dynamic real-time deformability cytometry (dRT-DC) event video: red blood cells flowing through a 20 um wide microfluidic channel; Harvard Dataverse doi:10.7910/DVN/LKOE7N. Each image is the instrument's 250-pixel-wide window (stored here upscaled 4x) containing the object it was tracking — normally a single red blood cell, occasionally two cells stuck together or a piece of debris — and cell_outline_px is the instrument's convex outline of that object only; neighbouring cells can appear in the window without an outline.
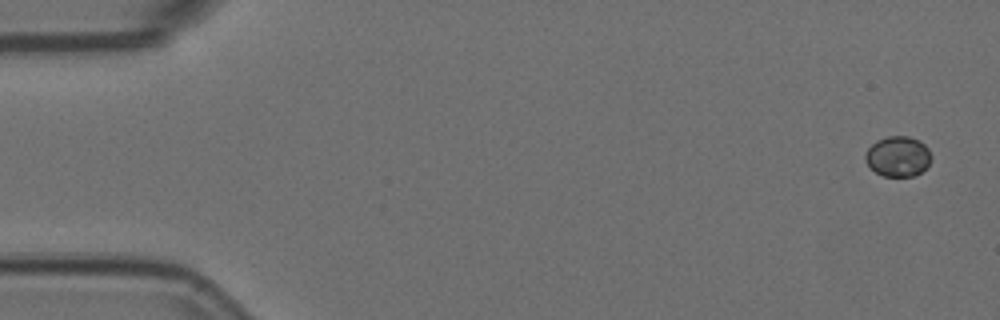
{"species": "Egyptian fruit bat (a non-hibernating species)", "species_latin": "Rousettus aegyptiacus", "temperature_condition": "room temperature", "stored_images_in_passage": 8, "camera_frame_rate_fps": 3000, "um_per_image_px": 0.085, "animal": {"sex": "female"}, "frame": {"image": 1, "passage_image": 1, "time_ms": 0.0, "image_size_px": [1000, 320], "cell_outline_px": [[932, 156], [928, 164], [920, 172], [912, 176], [884, 176], [876, 172], [864, 160], [864, 156], [868, 148], [876, 140], [888, 136], [908, 136], [920, 140], [928, 148]], "centroid_in_image_um": [76.32, 13.27], "position_along_channel_um": 8.7, "area_um2": 15.43}}
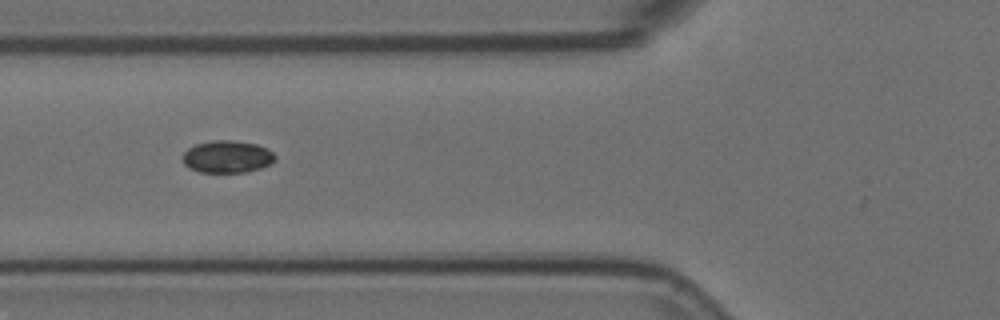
{"frame": {"image": 2, "passage_image": 6, "time_ms": 1.667, "image_size_px": [1000, 320], "cell_outline_px": [[276, 160], [260, 168], [244, 172], [200, 172], [188, 168], [184, 164], [184, 152], [188, 148], [196, 144], [212, 140], [232, 140], [256, 144], [268, 148], [276, 156]], "centroid_in_image_um": [19.32, 13.31], "position_along_channel_um": 106.5, "area_um2": 17.34}}
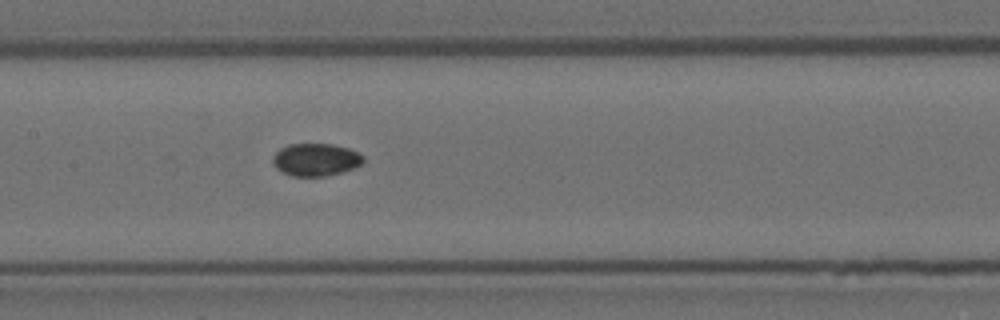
{"frame": {"image": 3, "passage_image": 8, "time_ms": 2.333, "image_size_px": [1000, 320], "cell_outline_px": [[364, 160], [360, 164], [352, 168], [340, 172], [324, 176], [292, 176], [276, 168], [272, 160], [272, 156], [280, 148], [288, 144], [332, 144], [348, 148], [364, 156]], "centroid_in_image_um": [26.81, 13.56], "position_along_channel_um": 180.6, "area_um2": 16.99}}